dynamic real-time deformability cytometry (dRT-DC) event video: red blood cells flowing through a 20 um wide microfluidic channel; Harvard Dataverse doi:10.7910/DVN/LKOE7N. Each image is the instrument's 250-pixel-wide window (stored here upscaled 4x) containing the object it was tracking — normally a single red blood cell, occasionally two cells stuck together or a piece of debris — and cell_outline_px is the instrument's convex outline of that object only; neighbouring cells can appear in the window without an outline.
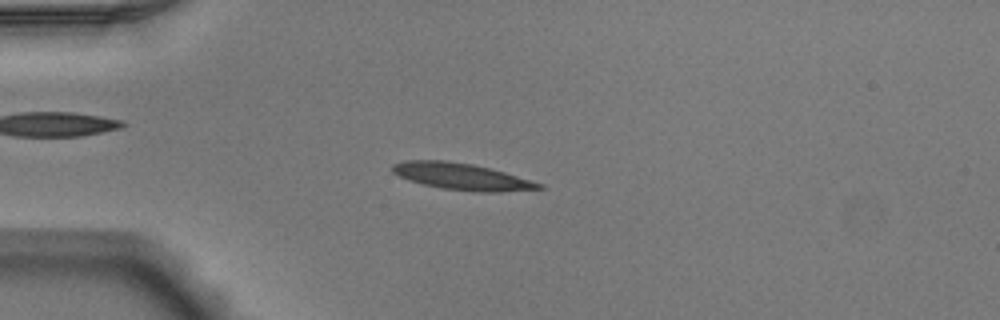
{"species": "Egyptian fruit bat (a non-hibernating species)", "species_latin": "Rousettus aegyptiacus", "temperature_condition": "warm", "stored_images_in_passage": 51, "camera_frame_rate_fps": 3000, "um_per_image_px": 0.085, "animal": {"sex": "male"}, "frame": {"image": 1, "passage_image": 13, "time_ms": 4.0, "image_size_px": [1000, 320], "cell_outline_px": [[544, 188], [500, 192], [476, 192], [440, 188], [424, 184], [400, 176], [392, 172], [392, 164], [404, 160], [448, 160], [472, 164], [504, 172], [544, 184]], "centroid_in_image_um": [39.25, 15.0], "position_along_channel_um": 45.8, "area_um2": 22.6}}
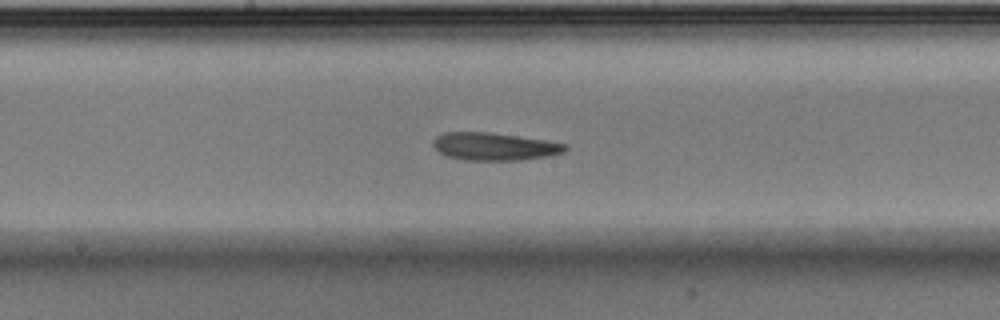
{"frame": {"image": 2, "passage_image": 27, "time_ms": 8.667, "image_size_px": [1000, 320], "cell_outline_px": [[568, 148], [564, 152], [548, 156], [520, 160], [464, 160], [448, 156], [440, 152], [432, 144], [432, 140], [436, 136], [444, 132], [488, 132], [544, 140], [568, 144]], "centroid_in_image_um": [42.02, 12.45], "position_along_channel_um": 206.2, "area_um2": 21.21}}
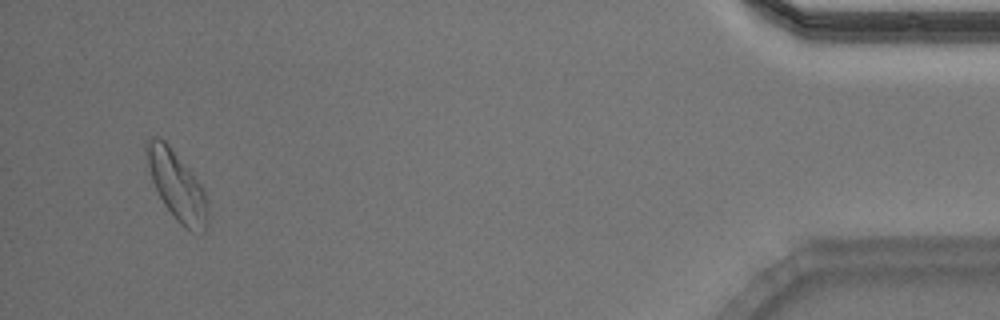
{"frame": {"image": 3, "passage_image": 49, "time_ms": 16.0, "image_size_px": [1000, 320], "cell_outline_px": [[208, 220], [204, 232], [192, 232], [180, 224], [176, 220], [164, 204], [152, 180], [144, 148], [144, 144], [152, 136], [160, 136], [168, 144], [188, 168], [200, 184], [208, 200]], "centroid_in_image_um": [15.04, 15.78], "position_along_channel_um": 420.2, "area_um2": 24.39}, "authors_computed_cell_mechanics": {"area_um2": 21.5594, "velocity_mm_per_s": 3.8945, "shape_relaxation_time_tau1_ms": 4.4756, "shape_relaxation_time_tau2_ms": 6.1993, "deformation_change_tau1": 0.1709, "deformation_change_tau2": 0.1602}}